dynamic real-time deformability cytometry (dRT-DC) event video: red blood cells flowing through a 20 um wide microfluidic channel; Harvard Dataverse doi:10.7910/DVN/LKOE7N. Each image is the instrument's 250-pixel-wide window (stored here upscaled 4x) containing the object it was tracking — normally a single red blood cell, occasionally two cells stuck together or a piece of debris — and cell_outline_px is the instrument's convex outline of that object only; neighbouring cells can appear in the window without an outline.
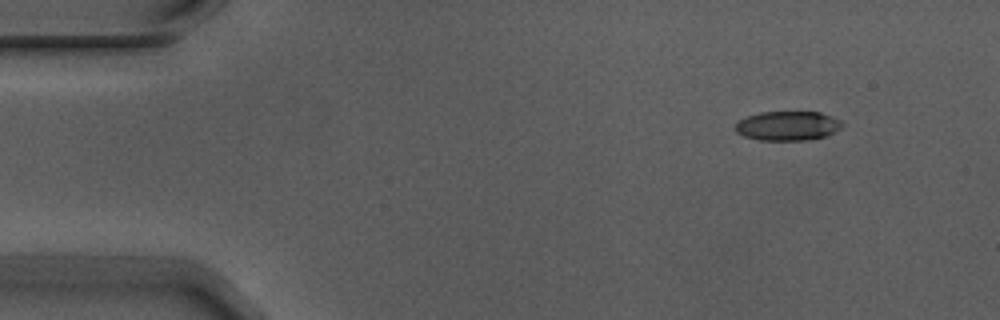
{"species": "Egyptian fruit bat (a non-hibernating species)", "species_latin": "Rousettus aegyptiacus", "temperature_condition": "warm", "stored_images_in_passage": 2, "camera_frame_rate_fps": 3000, "um_per_image_px": 0.085, "animal": {"sex": "male"}, "frame": {"image": 1, "passage_image": 1, "time_ms": 0.0, "image_size_px": [1000, 320], "cell_outline_px": [[844, 124], [840, 128], [824, 136], [808, 140], [760, 140], [744, 136], [736, 132], [732, 128], [740, 120], [748, 116], [760, 112], [820, 112], [832, 116], [840, 120]], "centroid_in_image_um": [66.93, 10.69], "position_along_channel_um": 18.1, "area_um2": 18.21}}